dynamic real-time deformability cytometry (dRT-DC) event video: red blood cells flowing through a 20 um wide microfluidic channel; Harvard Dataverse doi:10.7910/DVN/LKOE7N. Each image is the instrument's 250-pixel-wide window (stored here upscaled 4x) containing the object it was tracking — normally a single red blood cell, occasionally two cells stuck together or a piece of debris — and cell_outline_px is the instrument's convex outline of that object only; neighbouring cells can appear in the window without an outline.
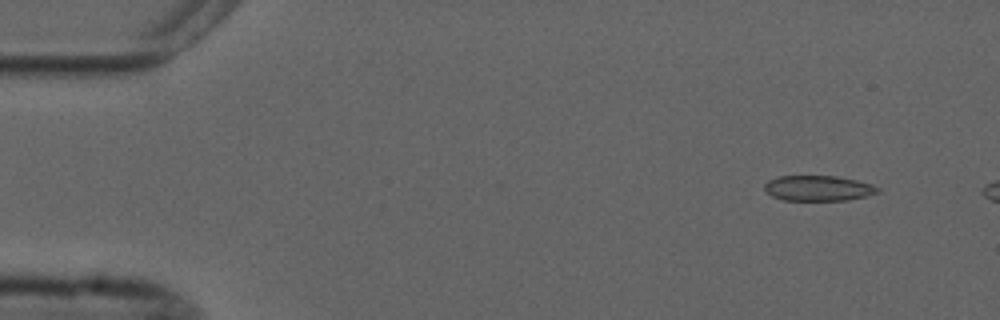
{"species": "common noctule bat (a hibernating species)", "species_latin": "Nyctalus noctula", "temperature_condition": "cold", "stored_images_in_passage": 4, "camera_frame_rate_fps": 3000, "um_per_image_px": 0.085, "animal": {"sex": "male", "forearm_length_mm": 52.5}, "frame": {"image": 1, "passage_image": 2, "time_ms": 1.0, "image_size_px": [1000, 320], "cell_outline_px": [[880, 192], [868, 196], [848, 200], [784, 200], [772, 196], [764, 188], [764, 184], [768, 180], [776, 176], [836, 176], [856, 180], [872, 184], [880, 188]], "centroid_in_image_um": [69.57, 15.99], "position_along_channel_um": 15.4, "area_um2": 16.82}}